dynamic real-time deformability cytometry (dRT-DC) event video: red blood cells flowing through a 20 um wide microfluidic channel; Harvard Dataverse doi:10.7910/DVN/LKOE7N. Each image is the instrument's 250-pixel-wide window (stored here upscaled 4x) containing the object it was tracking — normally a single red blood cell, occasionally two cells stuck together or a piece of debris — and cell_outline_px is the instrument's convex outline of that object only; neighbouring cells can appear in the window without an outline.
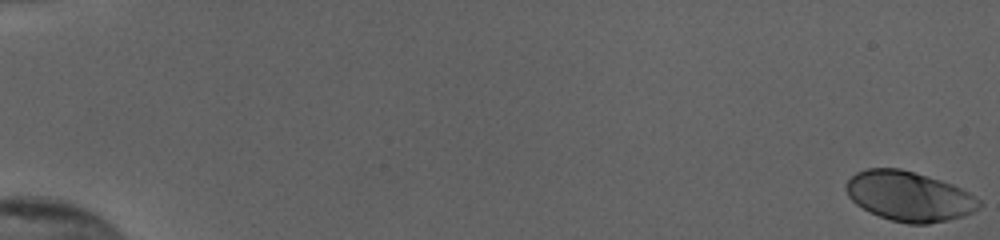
{"species": "human", "species_latin": "Homo sapiens", "temperature_condition": "cold", "stored_images_in_passage": 56, "camera_frame_rate_fps": 3000, "um_per_image_px": 0.085, "donor": {"sex": "female"}, "frame": {"image": 1, "passage_image": 1, "time_ms": 0.0, "image_size_px": [1000, 240], "cell_outline_px": [[984, 204], [980, 208], [964, 216], [948, 220], [928, 224], [908, 224], [892, 220], [880, 216], [856, 204], [848, 196], [844, 188], [844, 184], [856, 172], [868, 168], [900, 168], [940, 180], [952, 184], [968, 192], [980, 200]], "centroid_in_image_um": [77.28, 16.68], "position_along_channel_um": 7.7, "area_um2": 38.55}}
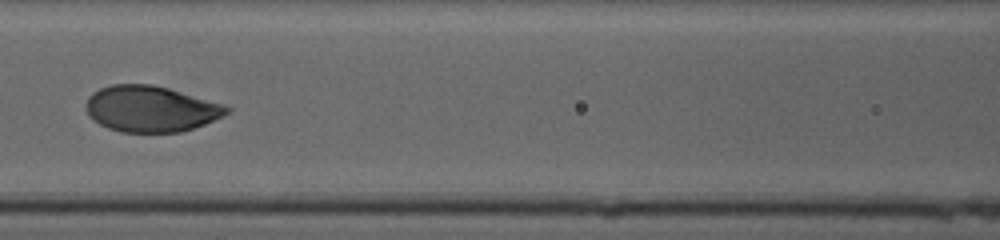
{"frame": {"image": 2, "passage_image": 28, "time_ms": 9.0, "image_size_px": [1000, 240], "cell_outline_px": [[232, 108], [224, 116], [204, 124], [180, 132], [120, 132], [108, 128], [100, 124], [88, 116], [84, 108], [88, 96], [92, 92], [100, 88], [112, 84], [152, 84], [168, 88], [224, 104]], "centroid_in_image_um": [12.79, 9.25], "position_along_channel_um": 153.8, "area_um2": 37.92}}
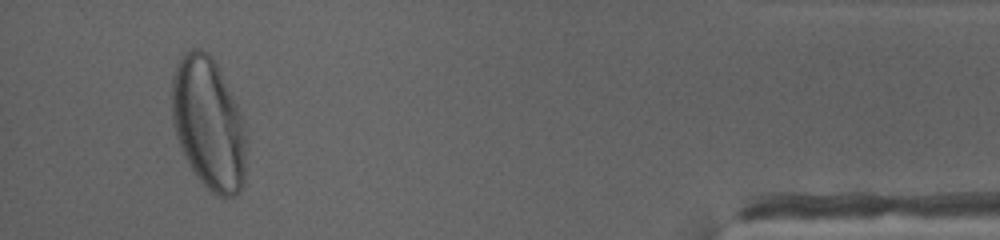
{"frame": {"image": 3, "passage_image": 53, "time_ms": 17.333, "image_size_px": [1000, 240], "cell_outline_px": [[244, 184], [240, 192], [236, 196], [220, 196], [212, 192], [196, 176], [188, 164], [176, 140], [172, 124], [172, 80], [176, 64], [180, 56], [192, 48], [200, 48], [208, 52], [212, 56], [236, 104], [244, 132]], "centroid_in_image_um": [17.67, 10.5], "position_along_channel_um": 417.5, "area_um2": 56.76}}